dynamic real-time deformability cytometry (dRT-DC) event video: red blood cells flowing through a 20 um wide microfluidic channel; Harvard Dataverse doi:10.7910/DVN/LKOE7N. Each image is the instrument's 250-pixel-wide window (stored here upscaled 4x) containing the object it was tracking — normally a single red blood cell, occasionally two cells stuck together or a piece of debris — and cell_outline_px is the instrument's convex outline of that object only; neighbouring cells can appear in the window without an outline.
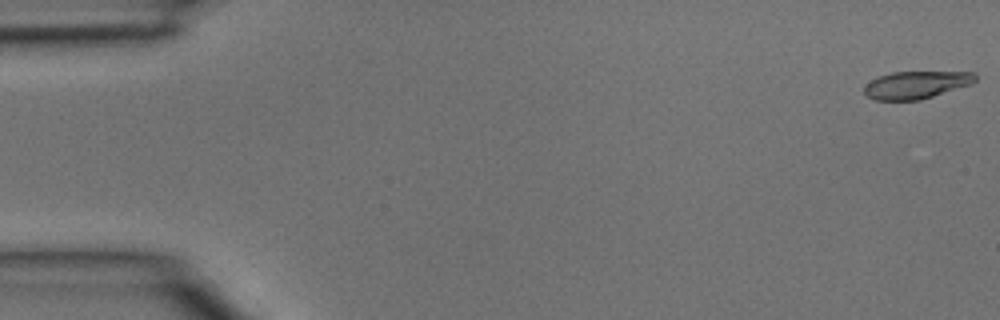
{"species": "common noctule bat (a hibernating species)", "species_latin": "Nyctalus noctula", "temperature_condition": "room temperature", "stored_images_in_passage": 39, "camera_frame_rate_fps": 3000, "um_per_image_px": 0.085, "animal": {"sex": "male", "body_mass_g": 15.6}, "frame": {"image": 1, "passage_image": 1, "time_ms": 0.0, "image_size_px": [1000, 320], "cell_outline_px": [[976, 80], [972, 84], [920, 100], [876, 100], [868, 96], [864, 92], [864, 84], [880, 76], [892, 72], [976, 72]], "centroid_in_image_um": [77.89, 7.21], "position_along_channel_um": 7.1, "area_um2": 17.74}}
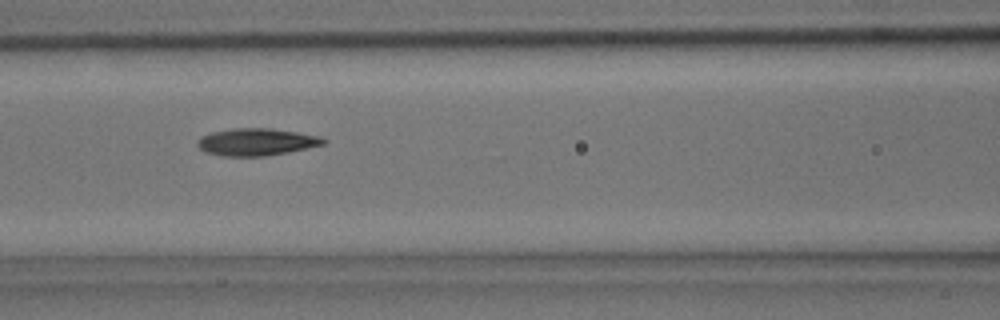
{"frame": {"image": 2, "passage_image": 17, "time_ms": 5.333, "image_size_px": [1000, 320], "cell_outline_px": [[328, 140], [324, 144], [308, 148], [288, 152], [264, 156], [220, 156], [204, 152], [196, 144], [200, 136], [212, 132], [232, 128], [272, 128], [324, 136]], "centroid_in_image_um": [21.82, 12.06], "position_along_channel_um": 144.8, "area_um2": 20.29}}
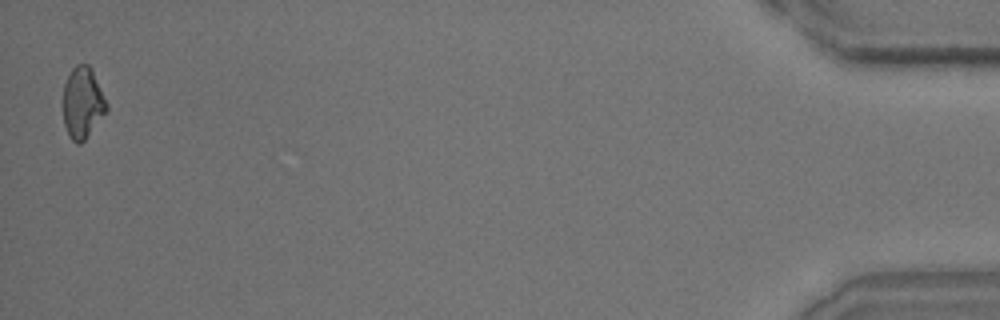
{"frame": {"image": 3, "passage_image": 39, "time_ms": 12.667, "image_size_px": [1000, 320], "cell_outline_px": [[108, 108], [84, 140], [80, 144], [76, 144], [72, 140], [64, 124], [64, 84], [72, 68], [76, 64], [88, 64], [92, 68], [108, 104]], "centroid_in_image_um": [7.03, 8.7], "position_along_channel_um": 428.2, "area_um2": 17.8}}